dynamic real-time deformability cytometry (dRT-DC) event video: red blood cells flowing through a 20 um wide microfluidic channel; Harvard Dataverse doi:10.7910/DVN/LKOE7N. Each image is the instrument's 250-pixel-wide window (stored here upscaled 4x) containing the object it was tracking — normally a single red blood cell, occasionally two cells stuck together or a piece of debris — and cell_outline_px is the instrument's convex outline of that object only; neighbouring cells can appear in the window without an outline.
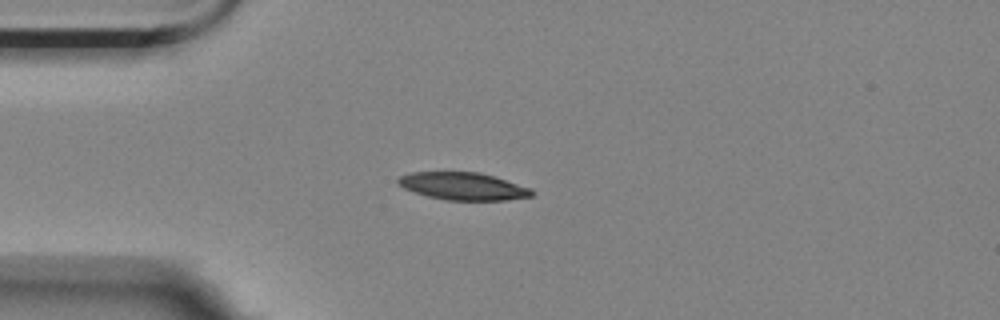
{"species": "Egyptian fruit bat (a non-hibernating species)", "species_latin": "Rousettus aegyptiacus", "temperature_condition": "room temperature", "stored_images_in_passage": 8, "camera_frame_rate_fps": 3000, "um_per_image_px": 0.085, "animal": {"sex": "female"}, "frame": {"image": 1, "passage_image": 2, "time_ms": 0.333, "image_size_px": [1000, 320], "cell_outline_px": [[536, 192], [532, 196], [508, 200], [444, 200], [428, 196], [404, 188], [396, 184], [396, 180], [400, 176], [412, 172], [480, 172], [532, 188]], "centroid_in_image_um": [39.38, 15.83], "position_along_channel_um": 45.6, "area_um2": 21.5}}
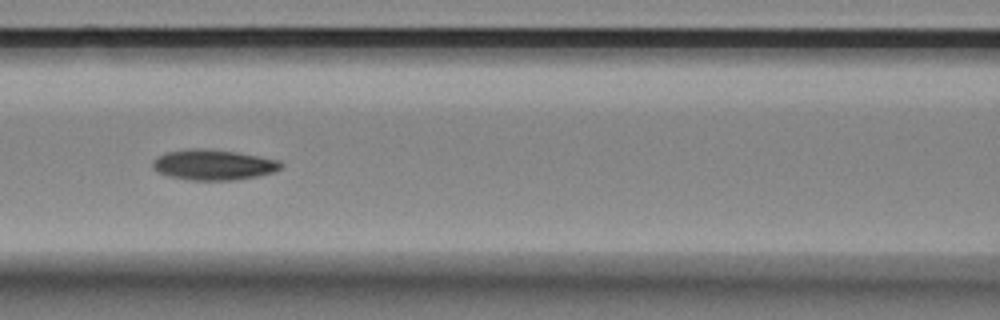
{"frame": {"image": 2, "passage_image": 5, "time_ms": 1.333, "image_size_px": [1000, 320], "cell_outline_px": [[284, 164], [276, 172], [236, 180], [192, 180], [168, 176], [156, 172], [152, 168], [152, 160], [168, 152], [188, 148], [204, 148], [236, 152], [280, 160]], "centroid_in_image_um": [18.14, 14.01], "position_along_channel_um": 148.5, "area_um2": 22.89}}
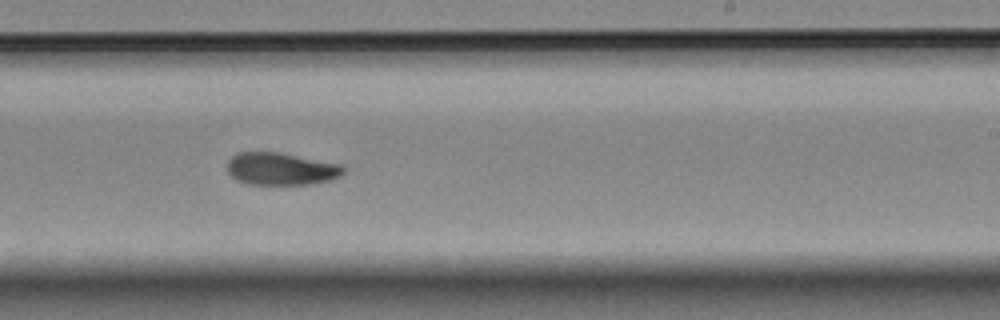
{"frame": {"image": 3, "passage_image": 8, "time_ms": 2.333, "image_size_px": [1000, 320], "cell_outline_px": [[344, 172], [340, 176], [328, 180], [312, 184], [248, 184], [236, 180], [228, 172], [228, 160], [236, 152], [280, 152], [344, 164]], "centroid_in_image_um": [23.9, 14.34], "position_along_channel_um": 265.1, "area_um2": 22.14}}